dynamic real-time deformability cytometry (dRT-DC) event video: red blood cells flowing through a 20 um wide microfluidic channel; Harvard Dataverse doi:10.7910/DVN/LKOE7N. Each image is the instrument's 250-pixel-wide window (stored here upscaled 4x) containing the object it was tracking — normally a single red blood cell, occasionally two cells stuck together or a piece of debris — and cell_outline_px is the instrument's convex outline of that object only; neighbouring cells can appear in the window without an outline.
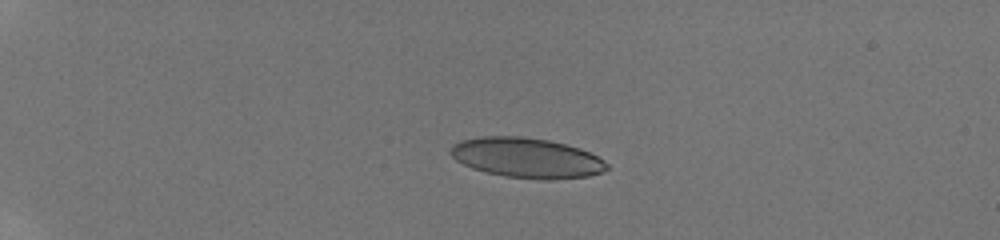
{"species": "human", "species_latin": "Homo sapiens", "temperature_condition": "room temperature", "stored_images_in_passage": 15, "camera_frame_rate_fps": 3000, "um_per_image_px": 0.085, "donor": {"sex": "male"}, "frame": {"image": 1, "passage_image": 6, "time_ms": 4.667, "image_size_px": [1000, 240], "cell_outline_px": [[608, 168], [600, 172], [588, 176], [552, 180], [540, 180], [504, 176], [472, 168], [456, 160], [448, 152], [452, 144], [460, 140], [480, 136], [520, 136], [548, 140], [580, 148], [604, 160], [608, 164]], "centroid_in_image_um": [44.74, 13.41], "position_along_channel_um": 40.3, "area_um2": 36.53}}
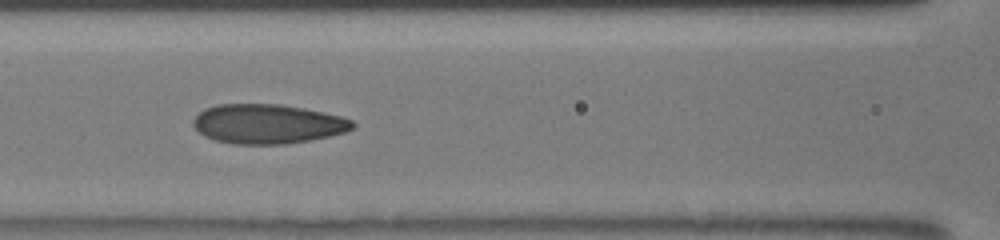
{"frame": {"image": 2, "passage_image": 11, "time_ms": 9.0, "image_size_px": [1000, 240], "cell_outline_px": [[356, 124], [352, 128], [344, 132], [312, 140], [284, 144], [232, 144], [216, 140], [204, 136], [192, 124], [192, 120], [204, 108], [216, 104], [276, 104], [300, 108], [340, 116], [352, 120]], "centroid_in_image_um": [22.71, 10.54], "position_along_channel_um": 143.9, "area_um2": 36.41}}
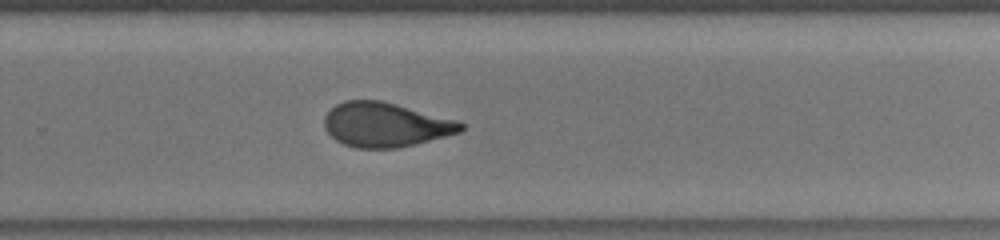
{"frame": {"image": 3, "passage_image": 15, "time_ms": 12.667, "image_size_px": [1000, 240], "cell_outline_px": [[464, 128], [460, 132], [416, 144], [396, 148], [356, 148], [344, 144], [336, 140], [324, 128], [324, 116], [336, 104], [344, 100], [380, 100], [396, 104], [456, 120], [464, 124]], "centroid_in_image_um": [32.74, 10.6], "position_along_channel_um": 297.1, "area_um2": 35.14}}